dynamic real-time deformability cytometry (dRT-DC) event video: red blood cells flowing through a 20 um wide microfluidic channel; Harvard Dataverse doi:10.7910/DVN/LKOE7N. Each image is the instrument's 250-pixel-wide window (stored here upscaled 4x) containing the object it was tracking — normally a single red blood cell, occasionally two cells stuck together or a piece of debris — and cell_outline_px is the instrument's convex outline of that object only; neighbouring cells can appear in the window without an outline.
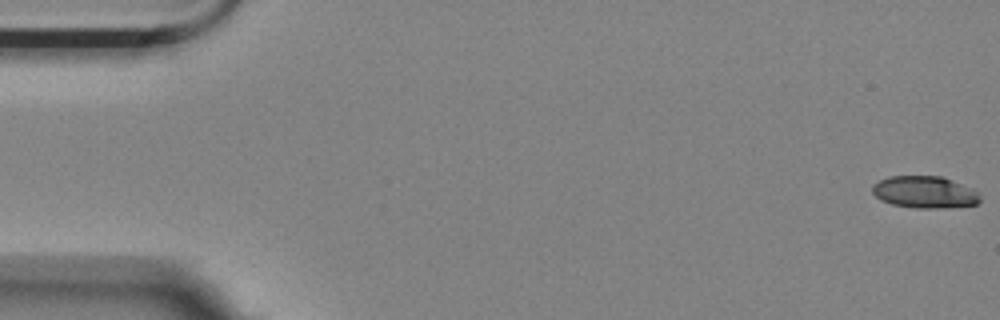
{"species": "Egyptian fruit bat (a non-hibernating species)", "species_latin": "Rousettus aegyptiacus", "temperature_condition": "room temperature", "stored_images_in_passage": 57, "camera_frame_rate_fps": 3000, "um_per_image_px": 0.085, "animal": {"sex": "female"}, "frame": {"image": 1, "passage_image": 1, "time_ms": 0.0, "image_size_px": [1000, 320], "cell_outline_px": [[980, 200], [976, 204], [944, 208], [916, 208], [892, 204], [880, 200], [872, 192], [872, 184], [888, 176], [940, 176], [972, 188], [980, 196]], "centroid_in_image_um": [78.56, 16.33], "position_along_channel_um": 6.4, "area_um2": 20.0}}
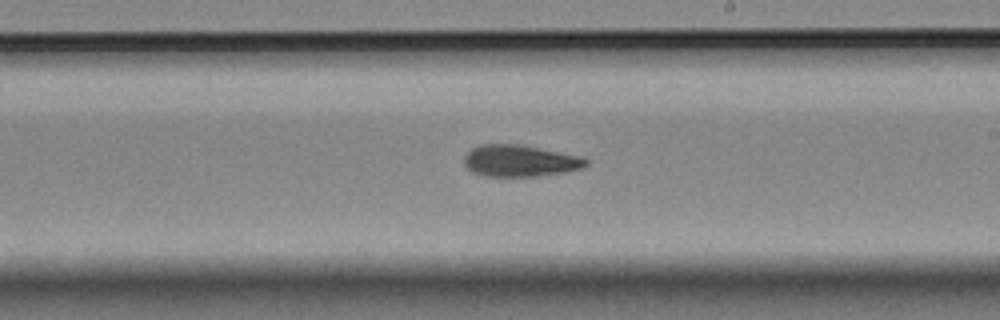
{"frame": {"image": 2, "passage_image": 33, "time_ms": 10.667, "image_size_px": [1000, 320], "cell_outline_px": [[588, 164], [584, 168], [568, 172], [536, 176], [484, 176], [472, 172], [464, 164], [464, 156], [472, 148], [480, 144], [520, 144], [584, 156], [588, 160]], "centroid_in_image_um": [44.25, 13.66], "position_along_channel_um": 244.8, "area_um2": 22.83}}
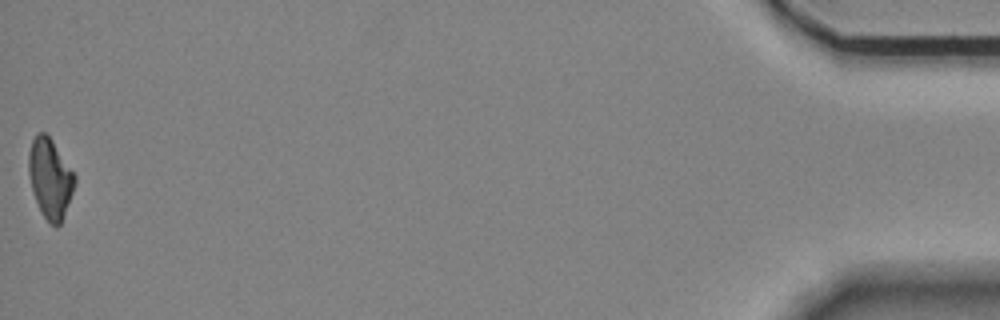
{"frame": {"image": 3, "passage_image": 57, "time_ms": 18.667, "image_size_px": [1000, 320], "cell_outline_px": [[76, 184], [60, 224], [56, 228], [44, 216], [36, 200], [32, 188], [28, 172], [28, 156], [32, 140], [40, 132], [44, 132], [52, 140], [76, 176]], "centroid_in_image_um": [4.27, 15.15], "position_along_channel_um": 430.9, "area_um2": 20.98}, "authors_computed_cell_mechanics": {"area_um2": 21.6172, "velocity_mm_per_s": 3.5296, "shape_relaxation_time_tau1_ms": null, "shape_relaxation_time_tau2_ms": 7.9585, "deformation_change_tau1": null, "deformation_change_tau2": 0.1486}}